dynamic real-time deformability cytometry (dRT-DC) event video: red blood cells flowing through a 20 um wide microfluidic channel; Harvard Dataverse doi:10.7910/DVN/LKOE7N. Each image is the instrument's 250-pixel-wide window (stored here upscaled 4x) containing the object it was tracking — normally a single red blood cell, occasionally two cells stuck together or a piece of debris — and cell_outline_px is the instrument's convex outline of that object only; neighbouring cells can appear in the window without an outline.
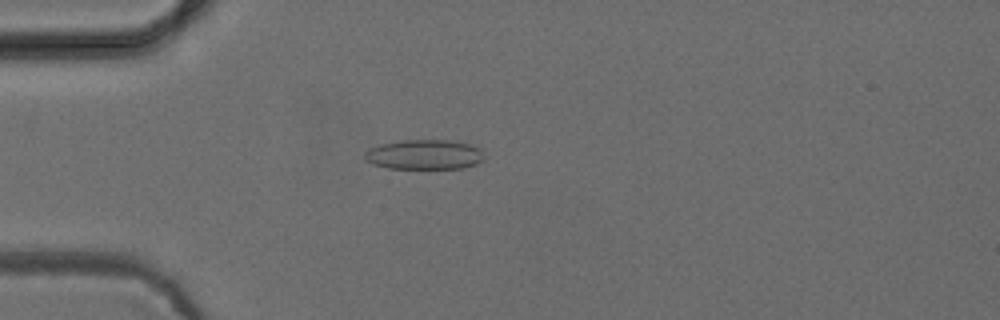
{"species": "common noctule bat (a hibernating species)", "species_latin": "Nyctalus noctula", "temperature_condition": "cold", "stored_images_in_passage": 47, "camera_frame_rate_fps": 3000, "um_per_image_px": 0.085, "animal": {"sex": "female", "body_mass_g": 24.6, "forearm_length_mm": 56.2}, "frame": {"image": 1, "passage_image": 9, "time_ms": 2.667, "image_size_px": [1000, 320], "cell_outline_px": [[484, 160], [476, 164], [464, 168], [388, 168], [372, 164], [364, 156], [364, 152], [380, 144], [400, 140], [452, 140], [476, 144], [480, 148]], "centroid_in_image_um": [36.13, 13.12], "position_along_channel_um": 48.9, "area_um2": 20.92}}
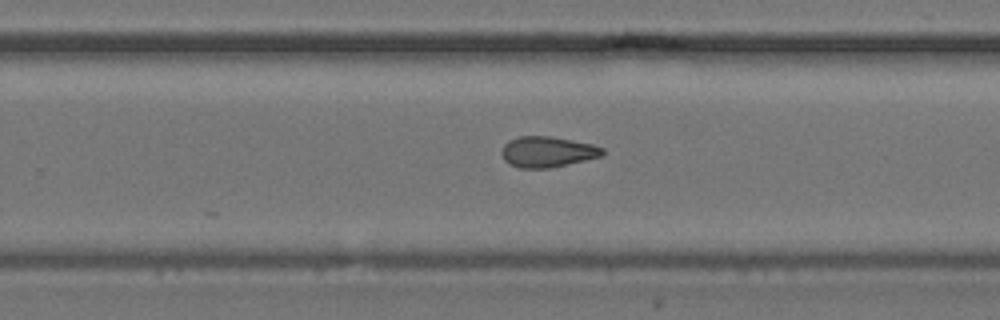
{"frame": {"image": 2, "passage_image": 28, "time_ms": 9.0, "image_size_px": [1000, 320], "cell_outline_px": [[604, 152], [600, 156], [552, 168], [520, 168], [508, 164], [504, 160], [500, 152], [504, 144], [508, 140], [520, 136], [552, 136], [592, 144], [604, 148]], "centroid_in_image_um": [46.48, 12.9], "position_along_channel_um": 283.3, "area_um2": 18.15}}
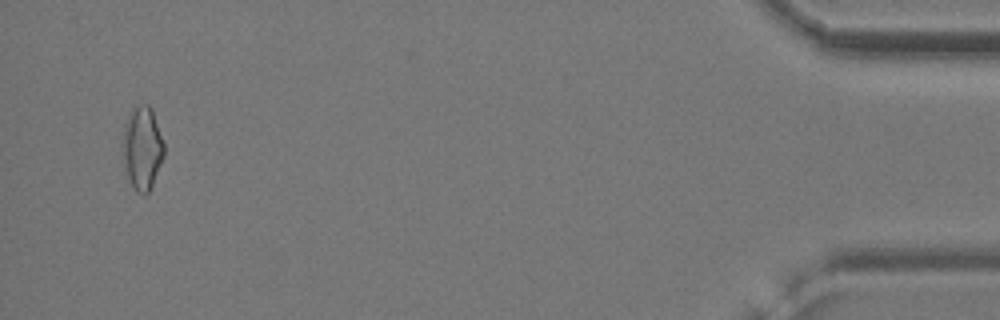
{"frame": {"image": 3, "passage_image": 45, "time_ms": 14.667, "image_size_px": [1000, 320], "cell_outline_px": [[164, 156], [152, 184], [148, 192], [144, 196], [136, 192], [128, 176], [120, 144], [124, 124], [128, 112], [140, 104], [148, 104], [152, 108], [164, 144]], "centroid_in_image_um": [12.07, 12.54], "position_along_channel_um": 423.1, "area_um2": 20.23}, "authors_computed_cell_mechanics": {"area_um2": 18.3226, "velocity_mm_per_s": 3.9201, "shape_relaxation_time_tau1_ms": null, "shape_relaxation_time_tau2_ms": 5.0561, "deformation_change_tau1": null, "deformation_change_tau2": 0.1255}}